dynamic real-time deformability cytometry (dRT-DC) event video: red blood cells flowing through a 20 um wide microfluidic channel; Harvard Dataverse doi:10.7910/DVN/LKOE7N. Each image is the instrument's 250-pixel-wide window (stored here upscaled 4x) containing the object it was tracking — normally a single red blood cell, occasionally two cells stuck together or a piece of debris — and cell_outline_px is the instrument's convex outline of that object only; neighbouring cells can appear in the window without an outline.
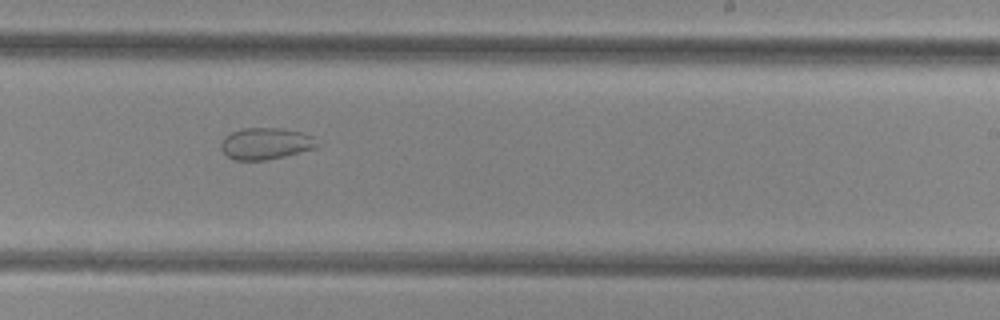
{"species": "common noctule bat (a hibernating species)", "species_latin": "Nyctalus noctula", "temperature_condition": "cold", "stored_images_in_passage": 50, "camera_frame_rate_fps": 3000, "um_per_image_px": 0.085, "animal": {"sex": "female", "body_mass_g": 29.2, "forearm_length_mm": 56.3}, "frame": {"image": 1, "passage_image": 31, "time_ms": 10.0, "image_size_px": [1000, 320], "cell_outline_px": [[324, 144], [316, 148], [268, 160], [236, 160], [228, 156], [220, 148], [220, 140], [224, 136], [240, 128], [280, 128], [304, 132], [312, 136]], "centroid_in_image_um": [22.63, 12.19], "position_along_channel_um": 266.4, "area_um2": 18.09}}
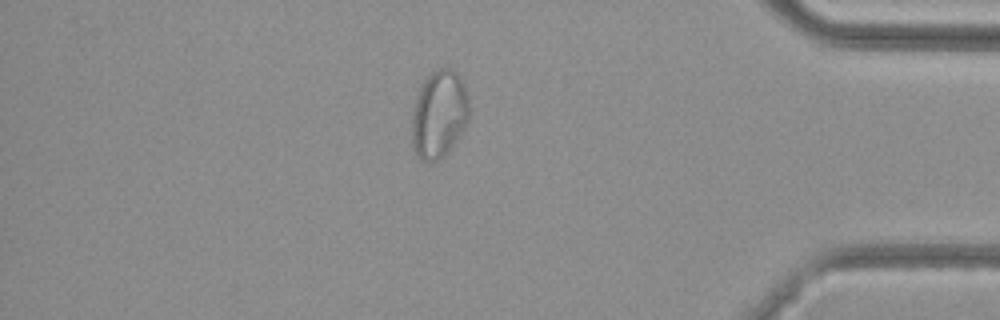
{"frame": {"image": 2, "passage_image": 43, "time_ms": 14.0, "image_size_px": [1000, 320], "cell_outline_px": [[468, 120], [456, 140], [444, 156], [428, 164], [420, 160], [416, 156], [412, 148], [412, 120], [416, 100], [420, 88], [424, 80], [436, 68], [448, 68], [456, 72], [464, 84], [468, 100]], "centroid_in_image_um": [37.3, 9.75], "position_along_channel_um": 397.9, "area_um2": 29.07}}
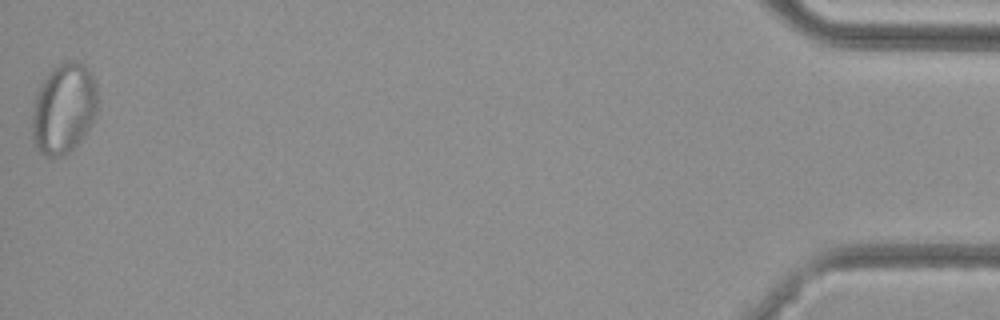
{"frame": {"image": 3, "passage_image": 50, "time_ms": 16.333, "image_size_px": [1000, 320], "cell_outline_px": [[96, 116], [80, 140], [68, 152], [60, 156], [48, 156], [40, 152], [36, 148], [32, 140], [32, 112], [36, 92], [40, 84], [48, 72], [60, 64], [68, 60], [72, 60], [84, 64], [92, 76], [96, 84]], "centroid_in_image_um": [5.39, 9.21], "position_along_channel_um": 429.8, "area_um2": 34.33}}